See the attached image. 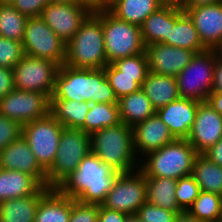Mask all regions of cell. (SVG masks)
Returning <instances> with one entry per match:
<instances>
[{"mask_svg":"<svg viewBox=\"0 0 222 222\" xmlns=\"http://www.w3.org/2000/svg\"><path fill=\"white\" fill-rule=\"evenodd\" d=\"M91 152V136L81 129L63 128L52 167L46 172V187L56 189Z\"/></svg>","mask_w":222,"mask_h":222,"instance_id":"52a82bcc","label":"cell"},{"mask_svg":"<svg viewBox=\"0 0 222 222\" xmlns=\"http://www.w3.org/2000/svg\"><path fill=\"white\" fill-rule=\"evenodd\" d=\"M59 65L48 59L24 55L13 68L14 89L53 96Z\"/></svg>","mask_w":222,"mask_h":222,"instance_id":"30bf717a","label":"cell"},{"mask_svg":"<svg viewBox=\"0 0 222 222\" xmlns=\"http://www.w3.org/2000/svg\"><path fill=\"white\" fill-rule=\"evenodd\" d=\"M210 161L222 167V139L203 153Z\"/></svg>","mask_w":222,"mask_h":222,"instance_id":"f6af8a7d","label":"cell"},{"mask_svg":"<svg viewBox=\"0 0 222 222\" xmlns=\"http://www.w3.org/2000/svg\"><path fill=\"white\" fill-rule=\"evenodd\" d=\"M45 195L33 194L0 202V222H35L39 201Z\"/></svg>","mask_w":222,"mask_h":222,"instance_id":"83f0119b","label":"cell"},{"mask_svg":"<svg viewBox=\"0 0 222 222\" xmlns=\"http://www.w3.org/2000/svg\"><path fill=\"white\" fill-rule=\"evenodd\" d=\"M13 69L0 67V99L14 89Z\"/></svg>","mask_w":222,"mask_h":222,"instance_id":"7bdbcfd3","label":"cell"},{"mask_svg":"<svg viewBox=\"0 0 222 222\" xmlns=\"http://www.w3.org/2000/svg\"><path fill=\"white\" fill-rule=\"evenodd\" d=\"M72 198L51 189L40 201L35 222H69Z\"/></svg>","mask_w":222,"mask_h":222,"instance_id":"d4e9b609","label":"cell"},{"mask_svg":"<svg viewBox=\"0 0 222 222\" xmlns=\"http://www.w3.org/2000/svg\"><path fill=\"white\" fill-rule=\"evenodd\" d=\"M99 204L82 203L72 199L69 222H98Z\"/></svg>","mask_w":222,"mask_h":222,"instance_id":"ab89813d","label":"cell"},{"mask_svg":"<svg viewBox=\"0 0 222 222\" xmlns=\"http://www.w3.org/2000/svg\"><path fill=\"white\" fill-rule=\"evenodd\" d=\"M146 201V177L138 169L129 173H120L102 205L132 215L136 214Z\"/></svg>","mask_w":222,"mask_h":222,"instance_id":"7c38bea8","label":"cell"},{"mask_svg":"<svg viewBox=\"0 0 222 222\" xmlns=\"http://www.w3.org/2000/svg\"><path fill=\"white\" fill-rule=\"evenodd\" d=\"M163 44L188 49L196 53L207 50L188 14L181 7L173 5H170L169 37Z\"/></svg>","mask_w":222,"mask_h":222,"instance_id":"44dd1931","label":"cell"},{"mask_svg":"<svg viewBox=\"0 0 222 222\" xmlns=\"http://www.w3.org/2000/svg\"><path fill=\"white\" fill-rule=\"evenodd\" d=\"M106 78L114 90L117 99L137 92L141 89L142 82L147 76H128L122 75L112 63L104 67Z\"/></svg>","mask_w":222,"mask_h":222,"instance_id":"e575fe53","label":"cell"},{"mask_svg":"<svg viewBox=\"0 0 222 222\" xmlns=\"http://www.w3.org/2000/svg\"><path fill=\"white\" fill-rule=\"evenodd\" d=\"M198 101L179 98L156 111L175 139H187L195 120Z\"/></svg>","mask_w":222,"mask_h":222,"instance_id":"ffe728a7","label":"cell"},{"mask_svg":"<svg viewBox=\"0 0 222 222\" xmlns=\"http://www.w3.org/2000/svg\"><path fill=\"white\" fill-rule=\"evenodd\" d=\"M112 0H93V6L95 8L97 7H105L107 4H109Z\"/></svg>","mask_w":222,"mask_h":222,"instance_id":"f5cc1de1","label":"cell"},{"mask_svg":"<svg viewBox=\"0 0 222 222\" xmlns=\"http://www.w3.org/2000/svg\"><path fill=\"white\" fill-rule=\"evenodd\" d=\"M101 23L108 64L145 52L140 26L117 18L106 7H101Z\"/></svg>","mask_w":222,"mask_h":222,"instance_id":"8992f818","label":"cell"},{"mask_svg":"<svg viewBox=\"0 0 222 222\" xmlns=\"http://www.w3.org/2000/svg\"><path fill=\"white\" fill-rule=\"evenodd\" d=\"M119 174L90 152L56 189L79 202L100 205Z\"/></svg>","mask_w":222,"mask_h":222,"instance_id":"7a4b0ae2","label":"cell"},{"mask_svg":"<svg viewBox=\"0 0 222 222\" xmlns=\"http://www.w3.org/2000/svg\"><path fill=\"white\" fill-rule=\"evenodd\" d=\"M50 113V98L40 92L13 89L0 99V114L21 125L46 117Z\"/></svg>","mask_w":222,"mask_h":222,"instance_id":"5bb4252c","label":"cell"},{"mask_svg":"<svg viewBox=\"0 0 222 222\" xmlns=\"http://www.w3.org/2000/svg\"><path fill=\"white\" fill-rule=\"evenodd\" d=\"M90 102L73 100H50V114L65 128L81 129L84 132V122Z\"/></svg>","mask_w":222,"mask_h":222,"instance_id":"f1b7e54d","label":"cell"},{"mask_svg":"<svg viewBox=\"0 0 222 222\" xmlns=\"http://www.w3.org/2000/svg\"><path fill=\"white\" fill-rule=\"evenodd\" d=\"M124 222H144L137 214L128 215Z\"/></svg>","mask_w":222,"mask_h":222,"instance_id":"db71d44e","label":"cell"},{"mask_svg":"<svg viewBox=\"0 0 222 222\" xmlns=\"http://www.w3.org/2000/svg\"><path fill=\"white\" fill-rule=\"evenodd\" d=\"M214 51L216 58L222 61V39L212 48Z\"/></svg>","mask_w":222,"mask_h":222,"instance_id":"f907efd6","label":"cell"},{"mask_svg":"<svg viewBox=\"0 0 222 222\" xmlns=\"http://www.w3.org/2000/svg\"><path fill=\"white\" fill-rule=\"evenodd\" d=\"M222 139V116L207 102H199L187 141L203 154Z\"/></svg>","mask_w":222,"mask_h":222,"instance_id":"9a60e30c","label":"cell"},{"mask_svg":"<svg viewBox=\"0 0 222 222\" xmlns=\"http://www.w3.org/2000/svg\"><path fill=\"white\" fill-rule=\"evenodd\" d=\"M216 55L212 49L196 53L176 76L180 98L205 102L212 92Z\"/></svg>","mask_w":222,"mask_h":222,"instance_id":"ba28073f","label":"cell"},{"mask_svg":"<svg viewBox=\"0 0 222 222\" xmlns=\"http://www.w3.org/2000/svg\"><path fill=\"white\" fill-rule=\"evenodd\" d=\"M94 9L91 3L51 2L40 18L67 44Z\"/></svg>","mask_w":222,"mask_h":222,"instance_id":"4fadbf2b","label":"cell"},{"mask_svg":"<svg viewBox=\"0 0 222 222\" xmlns=\"http://www.w3.org/2000/svg\"><path fill=\"white\" fill-rule=\"evenodd\" d=\"M28 17L22 15L10 3H0V36L23 41Z\"/></svg>","mask_w":222,"mask_h":222,"instance_id":"d6a6232c","label":"cell"},{"mask_svg":"<svg viewBox=\"0 0 222 222\" xmlns=\"http://www.w3.org/2000/svg\"><path fill=\"white\" fill-rule=\"evenodd\" d=\"M221 2L222 0H186L182 7H198Z\"/></svg>","mask_w":222,"mask_h":222,"instance_id":"681fc988","label":"cell"},{"mask_svg":"<svg viewBox=\"0 0 222 222\" xmlns=\"http://www.w3.org/2000/svg\"><path fill=\"white\" fill-rule=\"evenodd\" d=\"M51 2V0H12L10 4L22 15L31 18L39 17L42 10Z\"/></svg>","mask_w":222,"mask_h":222,"instance_id":"b9f144b4","label":"cell"},{"mask_svg":"<svg viewBox=\"0 0 222 222\" xmlns=\"http://www.w3.org/2000/svg\"><path fill=\"white\" fill-rule=\"evenodd\" d=\"M91 152L104 164L120 173L138 170L140 160L133 146V130L123 122L95 131L91 135Z\"/></svg>","mask_w":222,"mask_h":222,"instance_id":"3957f363","label":"cell"},{"mask_svg":"<svg viewBox=\"0 0 222 222\" xmlns=\"http://www.w3.org/2000/svg\"><path fill=\"white\" fill-rule=\"evenodd\" d=\"M149 71L176 77L193 59L196 52L163 43L147 45Z\"/></svg>","mask_w":222,"mask_h":222,"instance_id":"2e32d148","label":"cell"},{"mask_svg":"<svg viewBox=\"0 0 222 222\" xmlns=\"http://www.w3.org/2000/svg\"><path fill=\"white\" fill-rule=\"evenodd\" d=\"M12 0H0V3H10Z\"/></svg>","mask_w":222,"mask_h":222,"instance_id":"9f6ffc18","label":"cell"},{"mask_svg":"<svg viewBox=\"0 0 222 222\" xmlns=\"http://www.w3.org/2000/svg\"><path fill=\"white\" fill-rule=\"evenodd\" d=\"M212 92L222 93V61L216 58Z\"/></svg>","mask_w":222,"mask_h":222,"instance_id":"bcb514c9","label":"cell"},{"mask_svg":"<svg viewBox=\"0 0 222 222\" xmlns=\"http://www.w3.org/2000/svg\"><path fill=\"white\" fill-rule=\"evenodd\" d=\"M63 128L50 113L44 118L22 125V137L46 172L54 163Z\"/></svg>","mask_w":222,"mask_h":222,"instance_id":"9c48e42d","label":"cell"},{"mask_svg":"<svg viewBox=\"0 0 222 222\" xmlns=\"http://www.w3.org/2000/svg\"><path fill=\"white\" fill-rule=\"evenodd\" d=\"M121 122L130 127L156 114L150 99L140 89L118 99Z\"/></svg>","mask_w":222,"mask_h":222,"instance_id":"484cf974","label":"cell"},{"mask_svg":"<svg viewBox=\"0 0 222 222\" xmlns=\"http://www.w3.org/2000/svg\"><path fill=\"white\" fill-rule=\"evenodd\" d=\"M141 90L150 99L156 111L180 98L176 77L155 74L151 71L142 82Z\"/></svg>","mask_w":222,"mask_h":222,"instance_id":"603a6c76","label":"cell"},{"mask_svg":"<svg viewBox=\"0 0 222 222\" xmlns=\"http://www.w3.org/2000/svg\"><path fill=\"white\" fill-rule=\"evenodd\" d=\"M132 130L134 151L136 156L141 154L138 156L140 161L142 155L144 157L146 154L158 150L175 140L167 125L157 114L135 124Z\"/></svg>","mask_w":222,"mask_h":222,"instance_id":"ac0fdd59","label":"cell"},{"mask_svg":"<svg viewBox=\"0 0 222 222\" xmlns=\"http://www.w3.org/2000/svg\"><path fill=\"white\" fill-rule=\"evenodd\" d=\"M194 23L202 44L212 49L222 39V2L198 7H181Z\"/></svg>","mask_w":222,"mask_h":222,"instance_id":"d6986e66","label":"cell"},{"mask_svg":"<svg viewBox=\"0 0 222 222\" xmlns=\"http://www.w3.org/2000/svg\"><path fill=\"white\" fill-rule=\"evenodd\" d=\"M50 100H73L90 103H118L104 68L84 69L59 66L55 89Z\"/></svg>","mask_w":222,"mask_h":222,"instance_id":"6da1fadb","label":"cell"},{"mask_svg":"<svg viewBox=\"0 0 222 222\" xmlns=\"http://www.w3.org/2000/svg\"><path fill=\"white\" fill-rule=\"evenodd\" d=\"M24 55L21 41L0 36V67L13 69Z\"/></svg>","mask_w":222,"mask_h":222,"instance_id":"74e56055","label":"cell"},{"mask_svg":"<svg viewBox=\"0 0 222 222\" xmlns=\"http://www.w3.org/2000/svg\"><path fill=\"white\" fill-rule=\"evenodd\" d=\"M50 190L27 173L0 168V202L33 194H47Z\"/></svg>","mask_w":222,"mask_h":222,"instance_id":"7402d4cb","label":"cell"},{"mask_svg":"<svg viewBox=\"0 0 222 222\" xmlns=\"http://www.w3.org/2000/svg\"><path fill=\"white\" fill-rule=\"evenodd\" d=\"M161 6L160 0H112L105 7L117 18L141 26Z\"/></svg>","mask_w":222,"mask_h":222,"instance_id":"cb8c5ba5","label":"cell"},{"mask_svg":"<svg viewBox=\"0 0 222 222\" xmlns=\"http://www.w3.org/2000/svg\"><path fill=\"white\" fill-rule=\"evenodd\" d=\"M163 5H173L177 7H182L186 0H160Z\"/></svg>","mask_w":222,"mask_h":222,"instance_id":"816d5d0a","label":"cell"},{"mask_svg":"<svg viewBox=\"0 0 222 222\" xmlns=\"http://www.w3.org/2000/svg\"><path fill=\"white\" fill-rule=\"evenodd\" d=\"M187 211L203 222H222V196L200 191Z\"/></svg>","mask_w":222,"mask_h":222,"instance_id":"836d02e7","label":"cell"},{"mask_svg":"<svg viewBox=\"0 0 222 222\" xmlns=\"http://www.w3.org/2000/svg\"><path fill=\"white\" fill-rule=\"evenodd\" d=\"M112 64L122 72V75L147 76L149 72L146 52L117 59Z\"/></svg>","mask_w":222,"mask_h":222,"instance_id":"8d00e7d4","label":"cell"},{"mask_svg":"<svg viewBox=\"0 0 222 222\" xmlns=\"http://www.w3.org/2000/svg\"><path fill=\"white\" fill-rule=\"evenodd\" d=\"M198 155L186 139H175L172 143L152 151L142 157L139 170L145 177H166L178 180L192 175L193 165Z\"/></svg>","mask_w":222,"mask_h":222,"instance_id":"5b68a950","label":"cell"},{"mask_svg":"<svg viewBox=\"0 0 222 222\" xmlns=\"http://www.w3.org/2000/svg\"><path fill=\"white\" fill-rule=\"evenodd\" d=\"M174 222H203L196 218L194 215L190 214L187 210L177 213Z\"/></svg>","mask_w":222,"mask_h":222,"instance_id":"c3c4849f","label":"cell"},{"mask_svg":"<svg viewBox=\"0 0 222 222\" xmlns=\"http://www.w3.org/2000/svg\"><path fill=\"white\" fill-rule=\"evenodd\" d=\"M22 135V125L0 114V151Z\"/></svg>","mask_w":222,"mask_h":222,"instance_id":"60d3db41","label":"cell"},{"mask_svg":"<svg viewBox=\"0 0 222 222\" xmlns=\"http://www.w3.org/2000/svg\"><path fill=\"white\" fill-rule=\"evenodd\" d=\"M66 66L102 69L108 63L105 56L101 7H97L66 44Z\"/></svg>","mask_w":222,"mask_h":222,"instance_id":"277c9868","label":"cell"},{"mask_svg":"<svg viewBox=\"0 0 222 222\" xmlns=\"http://www.w3.org/2000/svg\"><path fill=\"white\" fill-rule=\"evenodd\" d=\"M192 176L201 191L222 196V167L210 161L203 154L196 156Z\"/></svg>","mask_w":222,"mask_h":222,"instance_id":"f546056e","label":"cell"},{"mask_svg":"<svg viewBox=\"0 0 222 222\" xmlns=\"http://www.w3.org/2000/svg\"><path fill=\"white\" fill-rule=\"evenodd\" d=\"M176 185L177 180L172 178L146 177L147 202L176 213L183 211L176 200Z\"/></svg>","mask_w":222,"mask_h":222,"instance_id":"4316f807","label":"cell"},{"mask_svg":"<svg viewBox=\"0 0 222 222\" xmlns=\"http://www.w3.org/2000/svg\"><path fill=\"white\" fill-rule=\"evenodd\" d=\"M200 187L192 175L177 180L175 196L178 206L184 211L192 205L200 194Z\"/></svg>","mask_w":222,"mask_h":222,"instance_id":"d590c367","label":"cell"},{"mask_svg":"<svg viewBox=\"0 0 222 222\" xmlns=\"http://www.w3.org/2000/svg\"><path fill=\"white\" fill-rule=\"evenodd\" d=\"M121 123L117 103H91L84 122V132L91 135L95 131Z\"/></svg>","mask_w":222,"mask_h":222,"instance_id":"1f68e13d","label":"cell"},{"mask_svg":"<svg viewBox=\"0 0 222 222\" xmlns=\"http://www.w3.org/2000/svg\"><path fill=\"white\" fill-rule=\"evenodd\" d=\"M144 45L164 43L170 32V5L151 13L140 26Z\"/></svg>","mask_w":222,"mask_h":222,"instance_id":"4dcf8cb0","label":"cell"},{"mask_svg":"<svg viewBox=\"0 0 222 222\" xmlns=\"http://www.w3.org/2000/svg\"><path fill=\"white\" fill-rule=\"evenodd\" d=\"M144 222H174L176 212L163 209L147 201L136 212Z\"/></svg>","mask_w":222,"mask_h":222,"instance_id":"f35d334b","label":"cell"},{"mask_svg":"<svg viewBox=\"0 0 222 222\" xmlns=\"http://www.w3.org/2000/svg\"><path fill=\"white\" fill-rule=\"evenodd\" d=\"M52 2H62V3H89L85 0H51Z\"/></svg>","mask_w":222,"mask_h":222,"instance_id":"11a10c76","label":"cell"},{"mask_svg":"<svg viewBox=\"0 0 222 222\" xmlns=\"http://www.w3.org/2000/svg\"><path fill=\"white\" fill-rule=\"evenodd\" d=\"M0 168L27 173L46 187V171L39 165L22 135L0 151Z\"/></svg>","mask_w":222,"mask_h":222,"instance_id":"e0dca14e","label":"cell"},{"mask_svg":"<svg viewBox=\"0 0 222 222\" xmlns=\"http://www.w3.org/2000/svg\"><path fill=\"white\" fill-rule=\"evenodd\" d=\"M25 55L48 59L59 66L66 60V43L39 17L28 18L22 41Z\"/></svg>","mask_w":222,"mask_h":222,"instance_id":"8fae6325","label":"cell"},{"mask_svg":"<svg viewBox=\"0 0 222 222\" xmlns=\"http://www.w3.org/2000/svg\"><path fill=\"white\" fill-rule=\"evenodd\" d=\"M207 102L222 116V93L211 92Z\"/></svg>","mask_w":222,"mask_h":222,"instance_id":"7dc6e473","label":"cell"},{"mask_svg":"<svg viewBox=\"0 0 222 222\" xmlns=\"http://www.w3.org/2000/svg\"><path fill=\"white\" fill-rule=\"evenodd\" d=\"M128 214L99 205L98 222H124Z\"/></svg>","mask_w":222,"mask_h":222,"instance_id":"ee69618b","label":"cell"},{"mask_svg":"<svg viewBox=\"0 0 222 222\" xmlns=\"http://www.w3.org/2000/svg\"><path fill=\"white\" fill-rule=\"evenodd\" d=\"M93 5V0H85Z\"/></svg>","mask_w":222,"mask_h":222,"instance_id":"6f0895ef","label":"cell"}]
</instances>
